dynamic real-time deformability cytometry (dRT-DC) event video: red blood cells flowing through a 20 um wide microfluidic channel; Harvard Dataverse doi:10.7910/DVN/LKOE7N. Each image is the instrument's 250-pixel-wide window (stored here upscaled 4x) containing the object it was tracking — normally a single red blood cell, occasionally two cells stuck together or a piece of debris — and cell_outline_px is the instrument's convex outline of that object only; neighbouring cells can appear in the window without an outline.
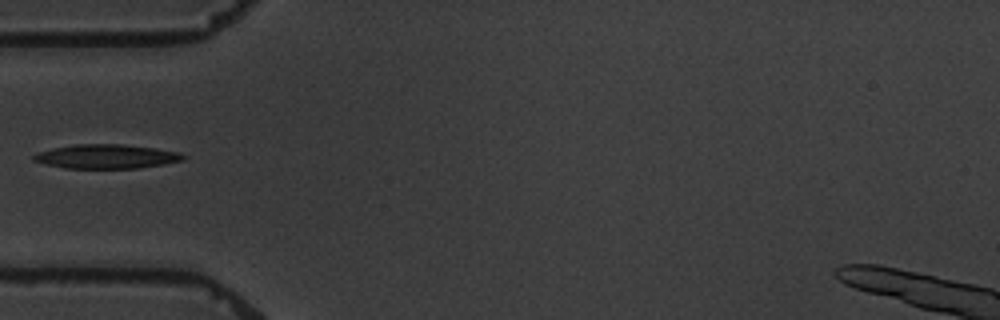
{"species": "common noctule bat (a hibernating species)", "species_latin": "Nyctalus noctula", "temperature_condition": "warm", "stored_images_in_passage": 5, "camera_frame_rate_fps": 3000, "um_per_image_px": 0.085, "animal": {"sex": "male", "body_mass_g": 19.5, "forearm_length_mm": 54.6}, "frame": {"image": 1, "passage_image": 5, "time_ms": 4.667, "image_size_px": [1000, 320], "cell_outline_px": [[188, 156], [184, 160], [164, 164], [140, 168], [64, 168], [32, 160], [32, 156], [40, 152], [52, 148], [76, 144], [120, 144], [156, 148], [180, 152]], "centroid_in_image_um": [9.11, 13.3], "position_along_channel_um": 75.9, "area_um2": 21.04}}